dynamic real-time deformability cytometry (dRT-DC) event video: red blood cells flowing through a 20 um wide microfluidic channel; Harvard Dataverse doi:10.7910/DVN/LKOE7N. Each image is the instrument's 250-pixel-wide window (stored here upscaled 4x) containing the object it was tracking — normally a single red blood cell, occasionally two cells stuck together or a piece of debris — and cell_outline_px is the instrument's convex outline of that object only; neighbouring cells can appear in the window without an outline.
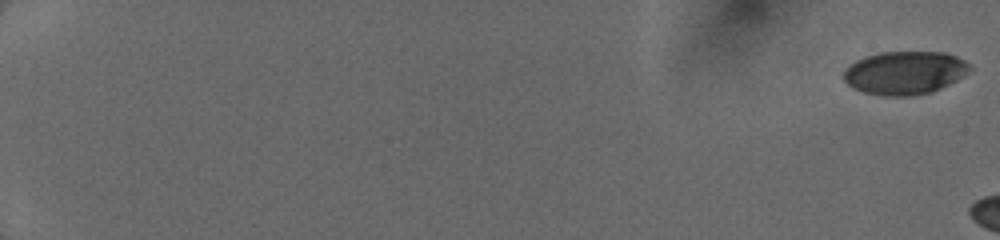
{"species": "human", "species_latin": "Homo sapiens", "temperature_condition": "cold", "stored_images_in_passage": 5, "camera_frame_rate_fps": 3000, "um_per_image_px": 0.085, "donor": {"sex": "female"}, "frame": {"image": 1, "passage_image": 1, "time_ms": 0.0, "image_size_px": [1000, 240], "cell_outline_px": [[972, 68], [964, 76], [932, 92], [912, 96], [884, 96], [864, 92], [852, 88], [844, 80], [844, 68], [856, 60], [880, 52], [944, 52], [956, 56], [964, 60]], "centroid_in_image_um": [76.9, 6.19], "position_along_channel_um": 8.1, "area_um2": 31.79}}